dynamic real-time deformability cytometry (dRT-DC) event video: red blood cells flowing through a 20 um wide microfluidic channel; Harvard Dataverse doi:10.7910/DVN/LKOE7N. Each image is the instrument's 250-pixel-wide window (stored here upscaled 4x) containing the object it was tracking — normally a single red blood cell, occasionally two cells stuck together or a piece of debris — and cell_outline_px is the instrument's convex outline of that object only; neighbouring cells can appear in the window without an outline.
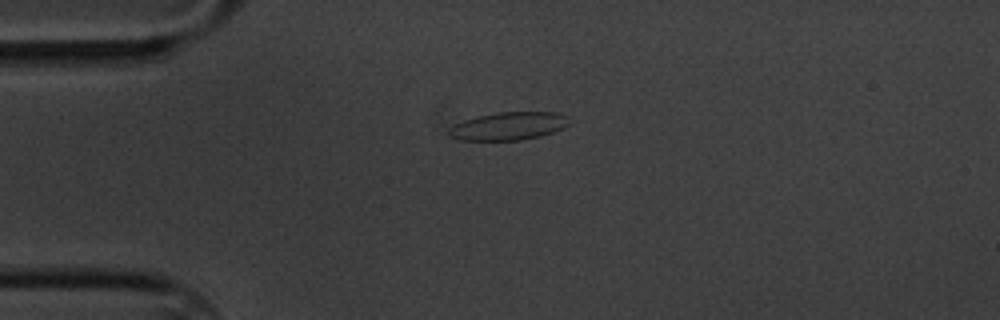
{"species": "common noctule bat (a hibernating species)", "species_latin": "Nyctalus noctula", "temperature_condition": "cold", "stored_images_in_passage": 46, "camera_frame_rate_fps": 3000, "um_per_image_px": 0.085, "animal": {"sex": "male", "body_mass_g": 20.1, "forearm_length_mm": 53.5}, "frame": {"image": 1, "passage_image": 1, "time_ms": 0.0, "image_size_px": [1000, 320], "cell_outline_px": [[572, 124], [564, 128], [540, 136], [520, 140], [460, 140], [448, 136], [448, 128], [452, 124], [476, 116], [496, 112], [556, 112], [568, 116]], "centroid_in_image_um": [43.23, 10.71], "position_along_channel_um": 41.8, "area_um2": 19.94}}
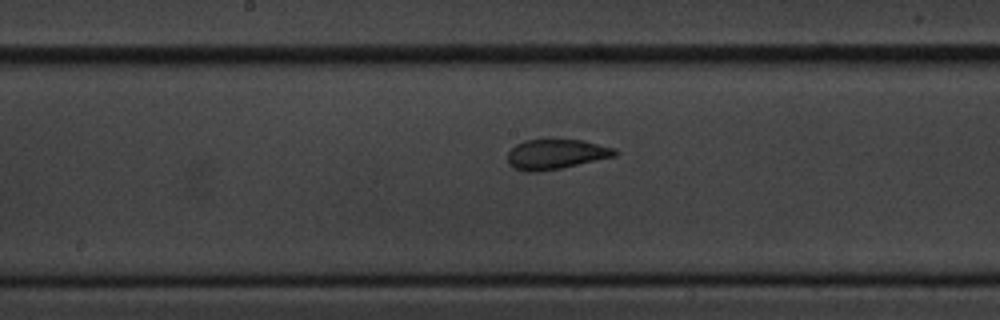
{"frame": {"image": 2, "passage_image": 17, "time_ms": 5.333, "image_size_px": [1000, 320], "cell_outline_px": [[620, 152], [616, 156], [560, 168], [536, 172], [528, 172], [516, 168], [508, 164], [508, 152], [516, 144], [524, 140], [552, 136], [584, 140], [616, 148]], "centroid_in_image_um": [47.28, 13.04], "position_along_channel_um": 200.9, "area_um2": 19.54}}
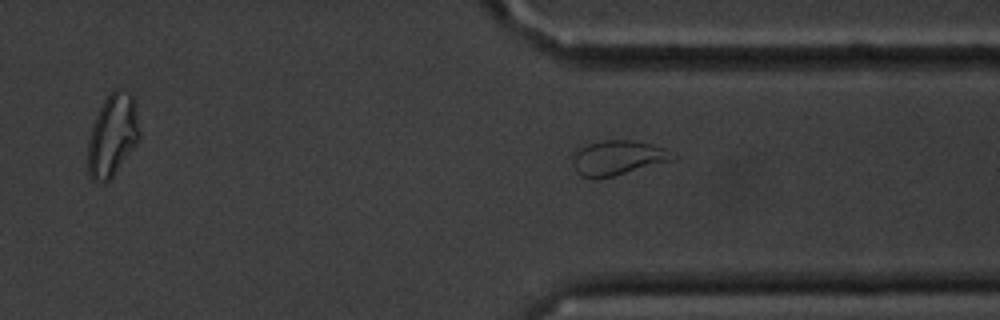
{"frame": {"image": 3, "passage_image": 31, "time_ms": 10.0, "image_size_px": [1000, 320], "cell_outline_px": [[680, 156], [676, 160], [596, 180], [580, 176], [576, 172], [572, 164], [572, 148], [604, 140], [632, 140], [652, 144], [664, 148]], "centroid_in_image_um": [52.48, 13.42], "position_along_channel_um": 358.9, "area_um2": 20.92}, "authors_computed_cell_mechanics": {"area_um2": 19.652, "velocity_mm_per_s": 3.3902, "shape_relaxation_time_tau1_ms": 7.4692, "shape_relaxation_time_tau2_ms": 1.3856, "deformation_change_tau1": 0.1877, "deformation_change_tau2": 0.0702}}